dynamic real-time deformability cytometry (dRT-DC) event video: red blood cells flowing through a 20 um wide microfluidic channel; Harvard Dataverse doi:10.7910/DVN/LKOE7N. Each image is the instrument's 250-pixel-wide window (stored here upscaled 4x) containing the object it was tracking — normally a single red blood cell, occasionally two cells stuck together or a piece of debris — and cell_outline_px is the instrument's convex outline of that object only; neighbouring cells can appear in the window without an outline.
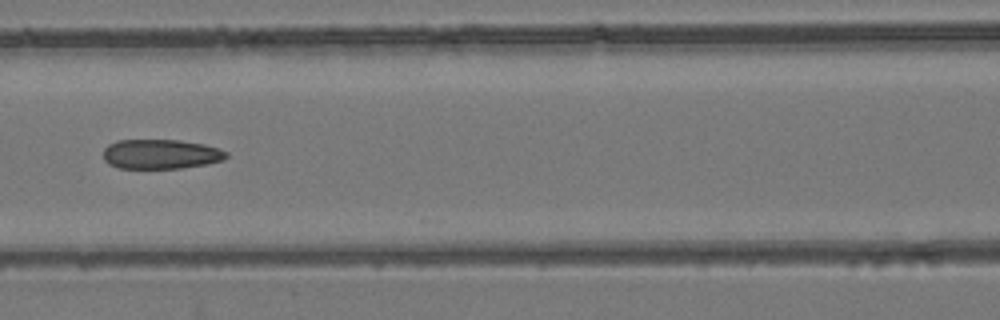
{"species": "common noctule bat (a hibernating species)", "species_latin": "Nyctalus noctula", "temperature_condition": "room temperature", "stored_images_in_passage": 7, "camera_frame_rate_fps": 3000, "um_per_image_px": 0.085, "animal": {"sex": "female", "body_mass_g": 24.6, "forearm_length_mm": 56.2}, "frame": {"image": 1, "passage_image": 7, "time_ms": 7.0, "image_size_px": [1000, 320], "cell_outline_px": [[228, 156], [224, 160], [208, 164], [180, 168], [120, 168], [108, 164], [104, 160], [104, 148], [108, 144], [120, 140], [180, 140], [204, 144], [228, 152]], "centroid_in_image_um": [13.68, 13.1], "position_along_channel_um": 152.9, "area_um2": 21.27}}